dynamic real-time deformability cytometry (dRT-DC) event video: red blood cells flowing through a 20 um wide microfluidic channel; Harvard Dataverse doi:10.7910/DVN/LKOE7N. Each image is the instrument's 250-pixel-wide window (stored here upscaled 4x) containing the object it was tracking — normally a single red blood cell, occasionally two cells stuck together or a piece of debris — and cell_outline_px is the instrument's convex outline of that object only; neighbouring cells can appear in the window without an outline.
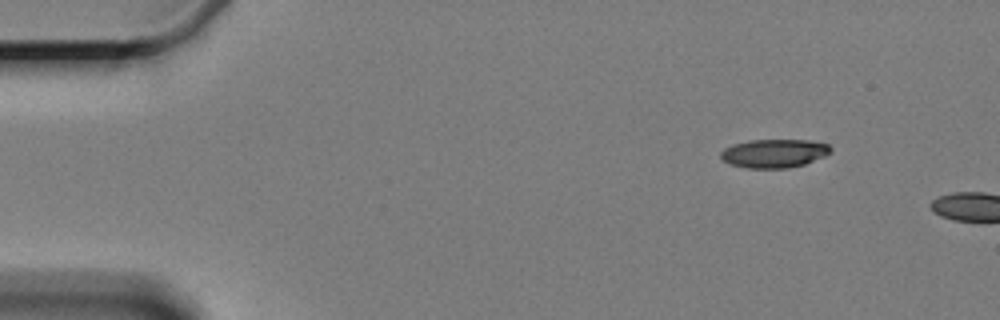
{"species": "Egyptian fruit bat (a non-hibernating species)", "species_latin": "Rousettus aegyptiacus", "temperature_condition": "cold", "stored_images_in_passage": 2, "camera_frame_rate_fps": 3000, "um_per_image_px": 0.085, "animal": {"sex": "female"}, "frame": {"image": 1, "passage_image": 1, "time_ms": 0.0, "image_size_px": [1000, 320], "cell_outline_px": [[832, 152], [824, 156], [804, 164], [788, 168], [748, 168], [732, 164], [724, 160], [720, 156], [720, 152], [724, 148], [732, 144], [748, 140], [808, 140], [828, 144], [832, 148]], "centroid_in_image_um": [65.81, 13.02], "position_along_channel_um": 19.2, "area_um2": 18.26}}